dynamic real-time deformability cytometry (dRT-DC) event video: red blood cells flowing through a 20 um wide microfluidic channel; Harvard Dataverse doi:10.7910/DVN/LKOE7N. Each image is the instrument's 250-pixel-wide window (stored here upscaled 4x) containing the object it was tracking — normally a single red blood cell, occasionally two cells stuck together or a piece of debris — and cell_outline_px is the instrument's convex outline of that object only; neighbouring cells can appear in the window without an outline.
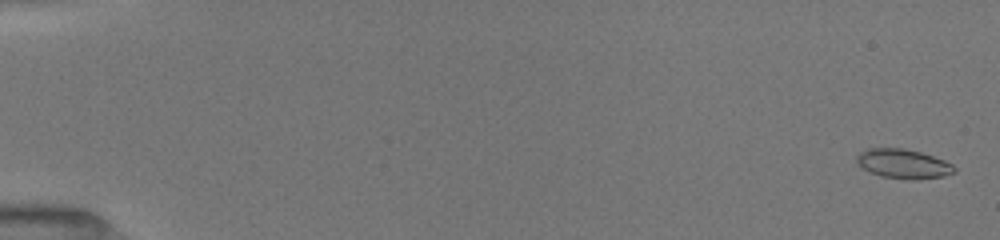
{"species": "common noctule bat (a hibernating species)", "species_latin": "Nyctalus noctula", "temperature_condition": "room temperature", "stored_images_in_passage": 53, "camera_frame_rate_fps": 3000, "um_per_image_px": 0.085, "animal": {"sex": "female", "body_mass_g": 19.5, "forearm_length_mm": 54.1}, "frame": {"image": 1, "passage_image": 2, "time_ms": 0.333, "image_size_px": [1000, 240], "cell_outline_px": [[956, 172], [944, 176], [880, 176], [856, 164], [856, 156], [860, 152], [868, 148], [904, 148], [920, 152], [944, 160], [952, 164], [956, 168]], "centroid_in_image_um": [76.74, 13.85], "position_along_channel_um": 8.3, "area_um2": 15.78}}
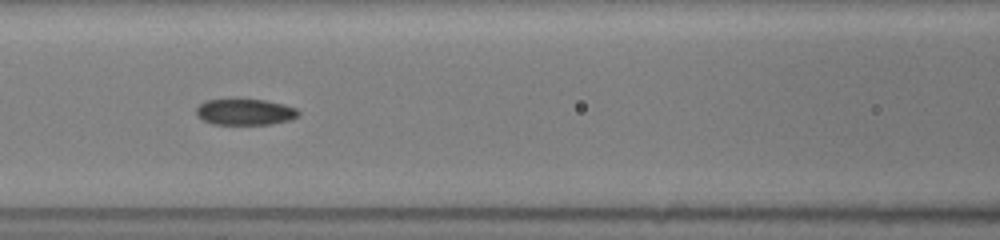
{"frame": {"image": 2, "passage_image": 25, "time_ms": 8.0, "image_size_px": [1000, 240], "cell_outline_px": [[300, 116], [292, 120], [272, 124], [212, 124], [196, 116], [196, 108], [204, 100], [236, 96], [240, 96], [264, 100], [284, 104], [296, 108], [300, 112]], "centroid_in_image_um": [20.82, 9.46], "position_along_channel_um": 145.8, "area_um2": 16.53}}
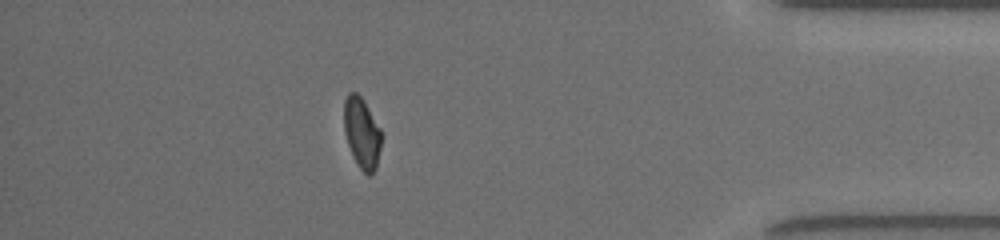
{"frame": {"image": 3, "passage_image": 47, "time_ms": 15.333, "image_size_px": [1000, 240], "cell_outline_px": [[380, 148], [376, 168], [368, 176], [356, 164], [348, 144], [344, 132], [344, 100], [348, 92], [356, 92], [364, 100], [380, 128]], "centroid_in_image_um": [30.73, 11.28], "position_along_channel_um": 404.5, "area_um2": 15.32}, "authors_computed_cell_mechanics": {"area_um2": 16.1262, "velocity_mm_per_s": 4.0181, "shape_relaxation_time_tau1_ms": null, "shape_relaxation_time_tau2_ms": 2.1471, "deformation_change_tau1": null, "deformation_change_tau2": 0.0576}}